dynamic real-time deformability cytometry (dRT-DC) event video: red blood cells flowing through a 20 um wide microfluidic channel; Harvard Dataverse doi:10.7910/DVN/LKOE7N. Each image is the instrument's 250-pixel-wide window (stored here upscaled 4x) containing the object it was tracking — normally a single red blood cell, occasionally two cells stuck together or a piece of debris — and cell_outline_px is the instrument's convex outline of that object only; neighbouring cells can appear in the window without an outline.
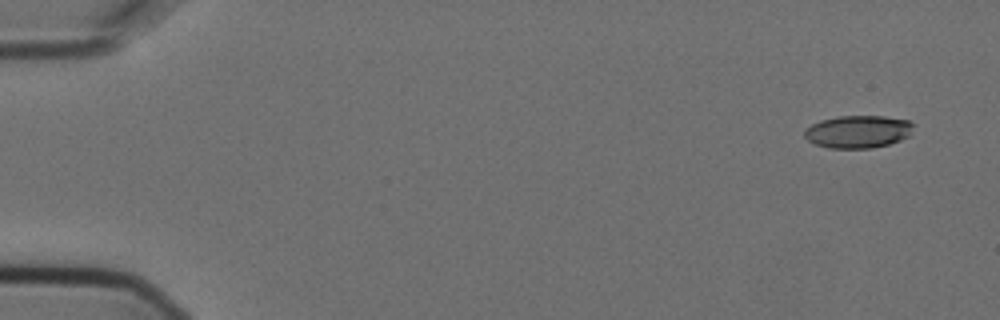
{"species": "Egyptian fruit bat (a non-hibernating species)", "species_latin": "Rousettus aegyptiacus", "temperature_condition": "cold", "stored_images_in_passage": 5, "camera_frame_rate_fps": 3000, "um_per_image_px": 0.085, "animal": {"sex": "female"}, "frame": {"image": 1, "passage_image": 1, "time_ms": 0.0, "image_size_px": [1000, 320], "cell_outline_px": [[916, 124], [908, 136], [900, 140], [888, 144], [872, 148], [828, 148], [816, 144], [808, 140], [804, 136], [804, 132], [812, 124], [820, 120], [840, 116], [884, 116], [908, 120]], "centroid_in_image_um": [72.96, 11.19], "position_along_channel_um": 12.0, "area_um2": 20.69}}
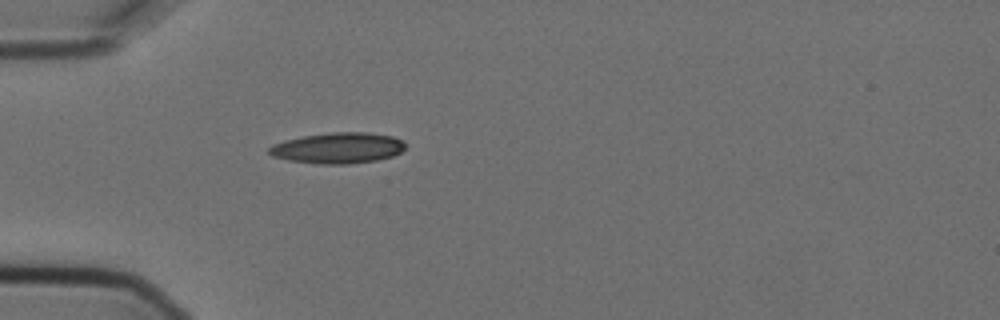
{"frame": {"image": 2, "passage_image": 5, "time_ms": 1.333, "image_size_px": [1000, 320], "cell_outline_px": [[404, 148], [400, 152], [392, 156], [376, 160], [348, 164], [320, 164], [288, 160], [272, 156], [268, 152], [268, 148], [272, 144], [284, 140], [304, 136], [332, 132], [368, 132], [392, 136], [404, 140]], "centroid_in_image_um": [28.71, 12.57], "position_along_channel_um": 56.3, "area_um2": 24.51}}